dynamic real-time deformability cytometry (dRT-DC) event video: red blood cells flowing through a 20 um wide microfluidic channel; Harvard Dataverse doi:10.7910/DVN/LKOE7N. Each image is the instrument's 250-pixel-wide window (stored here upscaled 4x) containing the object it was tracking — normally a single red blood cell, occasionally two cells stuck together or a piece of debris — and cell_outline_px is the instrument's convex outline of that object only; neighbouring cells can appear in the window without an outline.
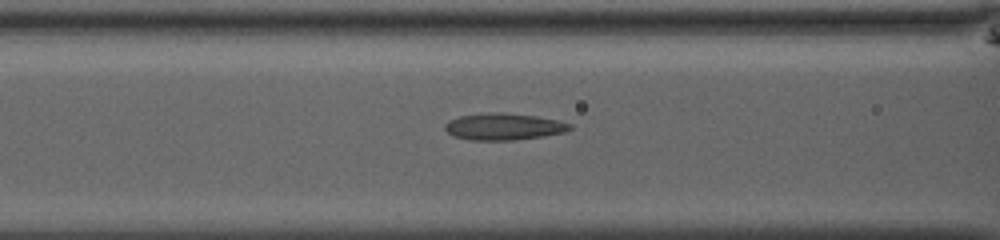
{"species": "common noctule bat (a hibernating species)", "species_latin": "Nyctalus noctula", "temperature_condition": "room temperature", "stored_images_in_passage": 46, "camera_frame_rate_fps": 3000, "um_per_image_px": 0.085, "animal": {"sex": "male", "body_mass_g": 13.0, "forearm_length_mm": 53.1}, "frame": {"image": 1, "passage_image": 18, "time_ms": 5.667, "image_size_px": [1000, 240], "cell_outline_px": [[572, 128], [564, 132], [544, 136], [512, 140], [472, 140], [452, 136], [444, 128], [444, 124], [448, 120], [460, 116], [488, 112], [500, 112], [536, 116], [556, 120], [572, 124]], "centroid_in_image_um": [42.78, 10.76], "position_along_channel_um": 123.8, "area_um2": 19.48}}
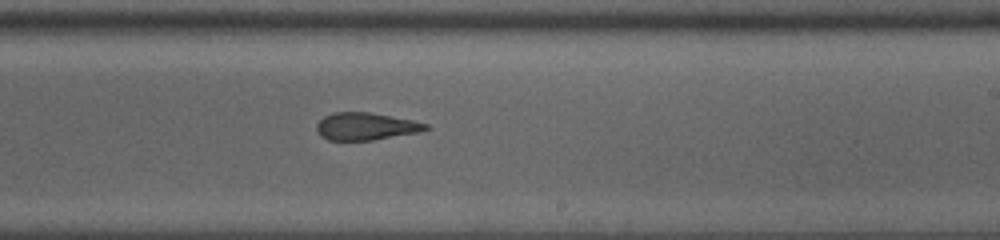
{"frame": {"image": 2, "passage_image": 28, "time_ms": 9.0, "image_size_px": [1000, 240], "cell_outline_px": [[432, 128], [420, 132], [372, 140], [328, 140], [320, 136], [316, 128], [316, 124], [324, 116], [332, 112], [368, 112], [412, 120], [428, 124]], "centroid_in_image_um": [31.09, 10.74], "position_along_channel_um": 257.9, "area_um2": 17.46}}
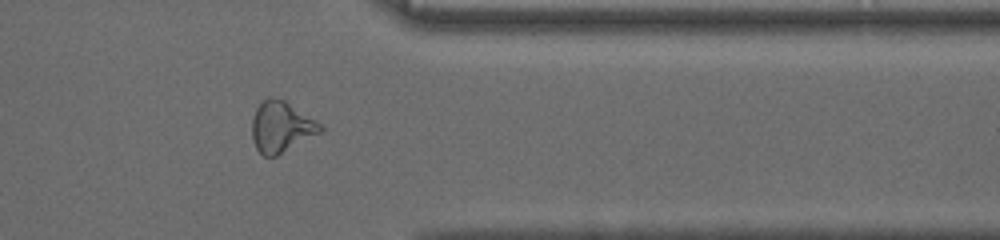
{"frame": {"image": 3, "passage_image": 38, "time_ms": 12.333, "image_size_px": [1000, 240], "cell_outline_px": [[324, 132], [276, 156], [264, 156], [256, 148], [252, 140], [252, 120], [256, 108], [268, 96], [284, 100], [324, 124]], "centroid_in_image_um": [23.95, 10.79], "position_along_channel_um": 387.4, "area_um2": 20.58}, "authors_computed_cell_mechanics": {"area_um2": 19.1029, "velocity_mm_per_s": 4.0147, "shape_relaxation_time_tau1_ms": null, "shape_relaxation_time_tau2_ms": 2.4337, "deformation_change_tau1": null, "deformation_change_tau2": 0.0992}}